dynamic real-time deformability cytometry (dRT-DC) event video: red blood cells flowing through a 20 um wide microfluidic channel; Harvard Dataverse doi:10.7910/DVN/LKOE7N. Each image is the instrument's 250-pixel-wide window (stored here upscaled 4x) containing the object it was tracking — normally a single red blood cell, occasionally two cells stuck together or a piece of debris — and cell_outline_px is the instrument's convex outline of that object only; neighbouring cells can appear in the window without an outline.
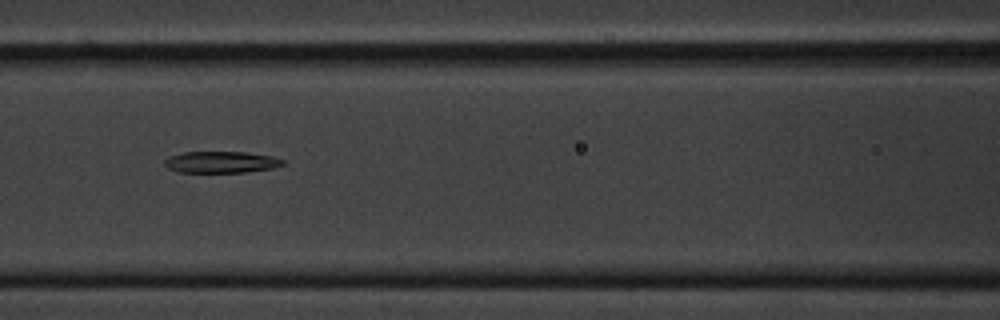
{"species": "common noctule bat (a hibernating species)", "species_latin": "Nyctalus noctula", "temperature_condition": "cold", "stored_images_in_passage": 44, "camera_frame_rate_fps": 3000, "um_per_image_px": 0.085, "animal": {"sex": "male", "body_mass_g": 20.1, "forearm_length_mm": 53.5}, "frame": {"image": 1, "passage_image": 10, "time_ms": 3.0, "image_size_px": [1000, 320], "cell_outline_px": [[284, 164], [272, 168], [244, 172], [180, 172], [168, 168], [164, 164], [164, 160], [168, 156], [184, 152], [248, 152], [272, 156], [284, 160]], "centroid_in_image_um": [18.78, 13.77], "position_along_channel_um": 147.8, "area_um2": 14.8}}
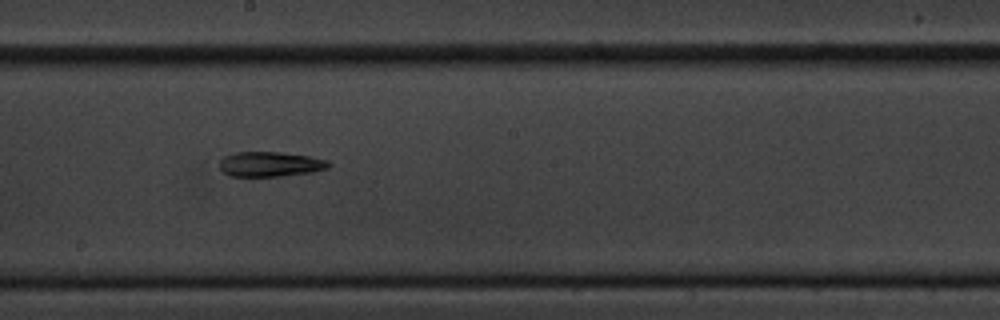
{"frame": {"image": 2, "passage_image": 17, "time_ms": 5.333, "image_size_px": [1000, 320], "cell_outline_px": [[332, 164], [328, 168], [312, 172], [280, 176], [228, 176], [220, 168], [220, 160], [224, 156], [236, 152], [280, 152], [308, 156], [328, 160]], "centroid_in_image_um": [22.97, 13.95], "position_along_channel_um": 225.2, "area_um2": 15.84}}
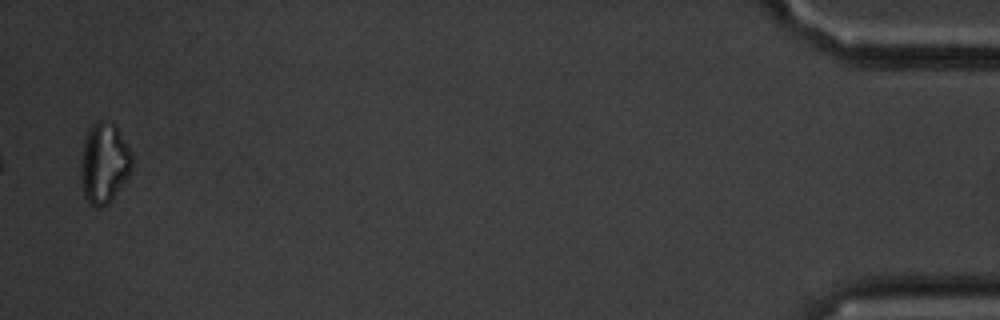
{"frame": {"image": 3, "passage_image": 43, "time_ms": 14.0, "image_size_px": [1000, 320], "cell_outline_px": [[132, 172], [108, 204], [100, 208], [96, 208], [88, 204], [84, 196], [80, 176], [80, 160], [84, 140], [88, 128], [96, 120], [112, 120], [116, 124], [128, 144], [132, 152]], "centroid_in_image_um": [8.85, 13.83], "position_along_channel_um": 426.3, "area_um2": 24.91}}